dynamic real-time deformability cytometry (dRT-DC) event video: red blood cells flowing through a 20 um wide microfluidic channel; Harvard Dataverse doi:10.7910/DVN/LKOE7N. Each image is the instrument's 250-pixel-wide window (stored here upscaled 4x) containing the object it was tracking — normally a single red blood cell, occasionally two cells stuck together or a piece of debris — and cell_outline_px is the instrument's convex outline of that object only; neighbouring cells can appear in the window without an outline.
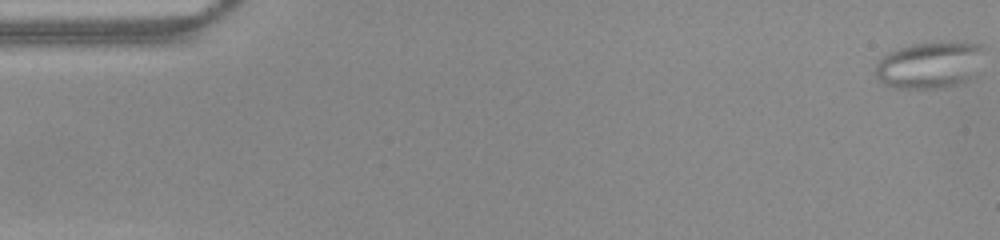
{"species": "common noctule bat (a hibernating species)", "species_latin": "Nyctalus noctula", "temperature_condition": "warm", "stored_images_in_passage": 52, "camera_frame_rate_fps": 3000, "um_per_image_px": 0.085, "animal": {"sex": "female", "body_mass_g": 22.0, "forearm_length_mm": 56.7}, "frame": {"image": 1, "passage_image": 1, "time_ms": 0.0, "image_size_px": [1000, 240], "cell_outline_px": [[984, 48], [976, 76], [964, 84], [940, 88], [892, 88], [884, 84], [876, 76], [876, 64], [880, 56], [888, 52], [912, 44], [980, 44]], "centroid_in_image_um": [79.01, 5.58], "position_along_channel_um": 6.0, "area_um2": 29.42}}
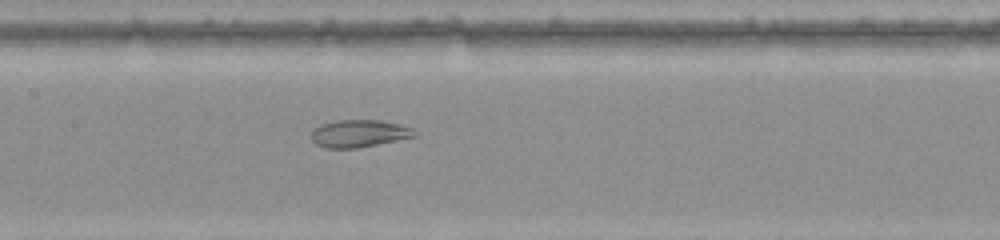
{"frame": {"image": 2, "passage_image": 25, "time_ms": 8.0, "image_size_px": [1000, 240], "cell_outline_px": [[416, 136], [356, 148], [328, 148], [316, 144], [312, 140], [312, 128], [320, 124], [336, 120], [380, 120], [400, 124], [412, 128], [416, 132]], "centroid_in_image_um": [30.49, 11.33], "position_along_channel_um": 176.9, "area_um2": 16.42}}
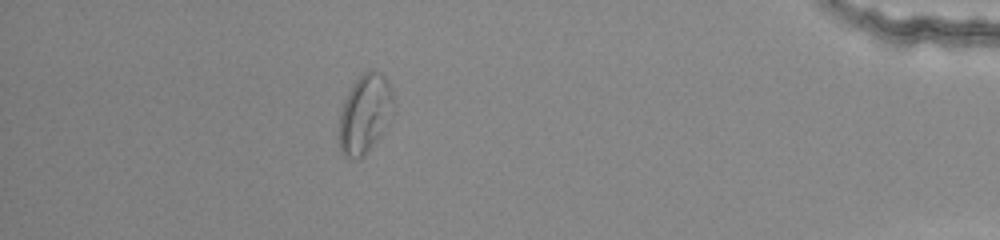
{"frame": {"image": 3, "passage_image": 46, "time_ms": 15.0, "image_size_px": [1000, 240], "cell_outline_px": [[396, 112], [380, 136], [364, 156], [356, 160], [344, 156], [340, 152], [340, 112], [344, 100], [348, 92], [356, 80], [364, 72], [372, 68], [380, 72], [388, 80], [392, 92]], "centroid_in_image_um": [31.06, 9.67], "position_along_channel_um": 404.1, "area_um2": 25.37}, "authors_computed_cell_mechanics": {"area_um2": 23.6691, "velocity_mm_per_s": 3.9601, "shape_relaxation_time_tau1_ms": null, "shape_relaxation_time_tau2_ms": 1.5135, "deformation_change_tau1": null, "deformation_change_tau2": 0.0639}}